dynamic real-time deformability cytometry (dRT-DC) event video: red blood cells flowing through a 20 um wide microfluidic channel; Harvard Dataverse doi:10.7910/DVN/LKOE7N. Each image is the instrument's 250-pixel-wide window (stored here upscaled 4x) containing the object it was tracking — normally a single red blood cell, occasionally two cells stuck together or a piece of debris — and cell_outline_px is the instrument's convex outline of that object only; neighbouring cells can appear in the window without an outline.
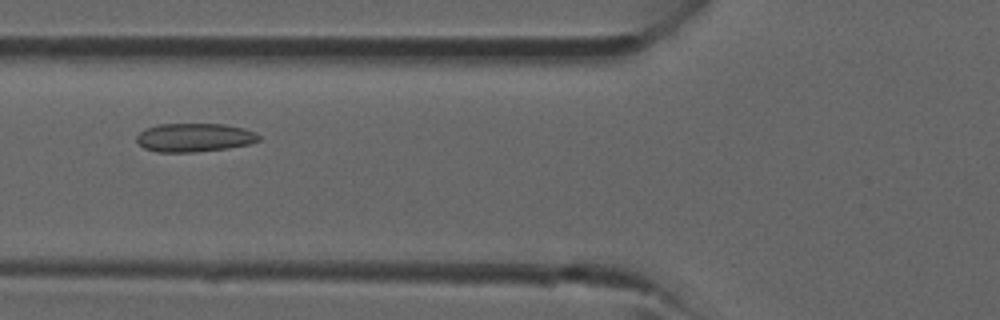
{"species": "common noctule bat (a hibernating species)", "species_latin": "Nyctalus noctula", "temperature_condition": "room temperature", "stored_images_in_passage": 38, "camera_frame_rate_fps": 3000, "um_per_image_px": 0.085, "animal": {"sex": "male", "forearm_length_mm": 52.5}, "frame": {"image": 1, "passage_image": 12, "time_ms": 3.667, "image_size_px": [1000, 320], "cell_outline_px": [[260, 140], [248, 144], [228, 148], [192, 152], [156, 152], [144, 148], [136, 140], [136, 136], [140, 132], [156, 124], [224, 124], [244, 128], [256, 132], [260, 136]], "centroid_in_image_um": [16.53, 11.69], "position_along_channel_um": 109.3, "area_um2": 20.35}}
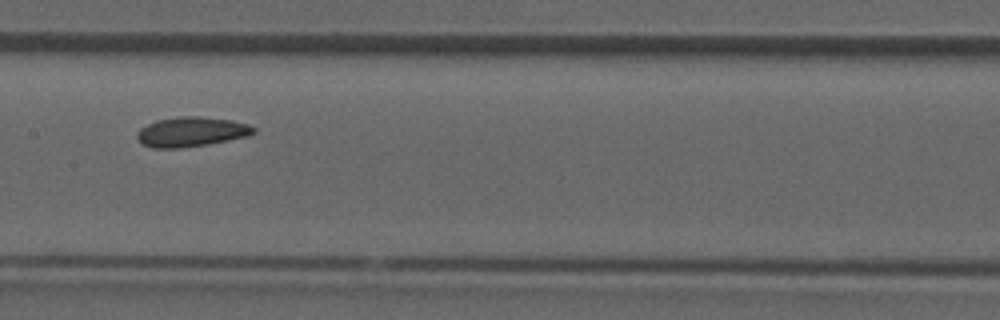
{"frame": {"image": 2, "passage_image": 17, "time_ms": 5.333, "image_size_px": [1000, 320], "cell_outline_px": [[256, 132], [248, 136], [208, 144], [180, 148], [152, 148], [140, 144], [136, 136], [136, 132], [140, 128], [156, 120], [180, 116], [200, 116], [232, 120], [248, 124], [256, 128]], "centroid_in_image_um": [16.24, 11.2], "position_along_channel_um": 191.2, "area_um2": 20.4}}